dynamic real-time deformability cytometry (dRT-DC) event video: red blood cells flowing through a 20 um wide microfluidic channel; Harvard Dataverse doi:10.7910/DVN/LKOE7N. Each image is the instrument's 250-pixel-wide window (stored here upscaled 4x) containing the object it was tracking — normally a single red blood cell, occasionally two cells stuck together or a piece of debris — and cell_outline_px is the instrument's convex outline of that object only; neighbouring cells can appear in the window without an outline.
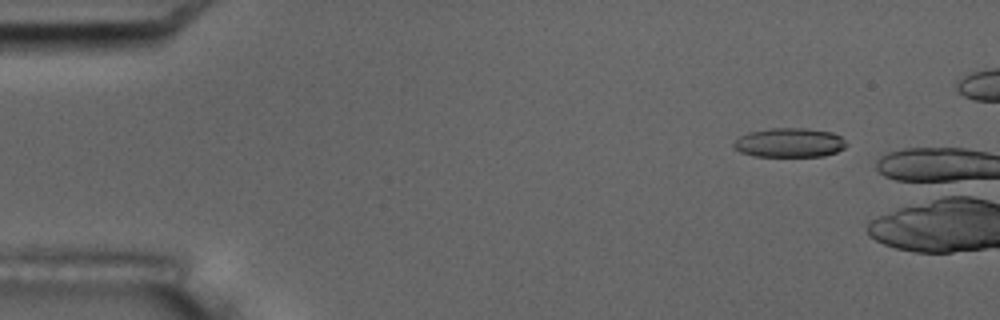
{"species": "common noctule bat (a hibernating species)", "species_latin": "Nyctalus noctula", "temperature_condition": "room temperature", "stored_images_in_passage": 3, "camera_frame_rate_fps": 3000, "um_per_image_px": 0.085, "animal": {"sex": "male", "body_mass_g": 17.5, "forearm_length_mm": 52.3}, "frame": {"image": 1, "passage_image": 2, "time_ms": 1.0, "image_size_px": [1000, 320], "cell_outline_px": [[848, 144], [844, 148], [836, 152], [824, 156], [752, 156], [740, 152], [732, 148], [732, 144], [740, 136], [748, 132], [772, 128], [808, 128], [832, 132], [840, 136]], "centroid_in_image_um": [67.09, 12.13], "position_along_channel_um": 17.9, "area_um2": 19.36}}